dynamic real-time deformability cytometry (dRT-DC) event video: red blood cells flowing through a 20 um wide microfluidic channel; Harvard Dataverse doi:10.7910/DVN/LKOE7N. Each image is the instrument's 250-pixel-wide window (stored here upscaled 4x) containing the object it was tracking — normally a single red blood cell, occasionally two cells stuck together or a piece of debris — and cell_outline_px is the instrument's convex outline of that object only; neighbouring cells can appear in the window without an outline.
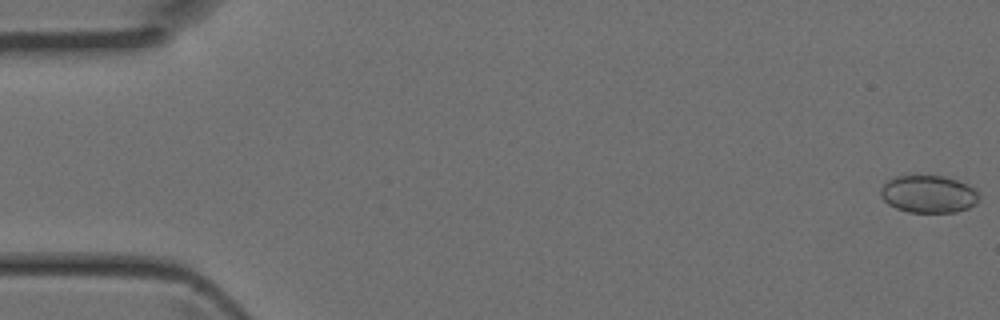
{"species": "Egyptian fruit bat (a non-hibernating species)", "species_latin": "Rousettus aegyptiacus", "temperature_condition": "room temperature", "stored_images_in_passage": 5, "camera_frame_rate_fps": 3000, "um_per_image_px": 0.085, "animal": {"sex": "female"}, "frame": {"image": 1, "passage_image": 1, "time_ms": 0.0, "image_size_px": [1000, 320], "cell_outline_px": [[980, 200], [976, 204], [968, 208], [956, 212], [908, 212], [896, 208], [888, 204], [880, 196], [880, 188], [888, 180], [896, 176], [944, 176], [968, 184], [976, 188], [980, 196]], "centroid_in_image_um": [78.95, 16.5], "position_along_channel_um": 6.0, "area_um2": 21.68}}